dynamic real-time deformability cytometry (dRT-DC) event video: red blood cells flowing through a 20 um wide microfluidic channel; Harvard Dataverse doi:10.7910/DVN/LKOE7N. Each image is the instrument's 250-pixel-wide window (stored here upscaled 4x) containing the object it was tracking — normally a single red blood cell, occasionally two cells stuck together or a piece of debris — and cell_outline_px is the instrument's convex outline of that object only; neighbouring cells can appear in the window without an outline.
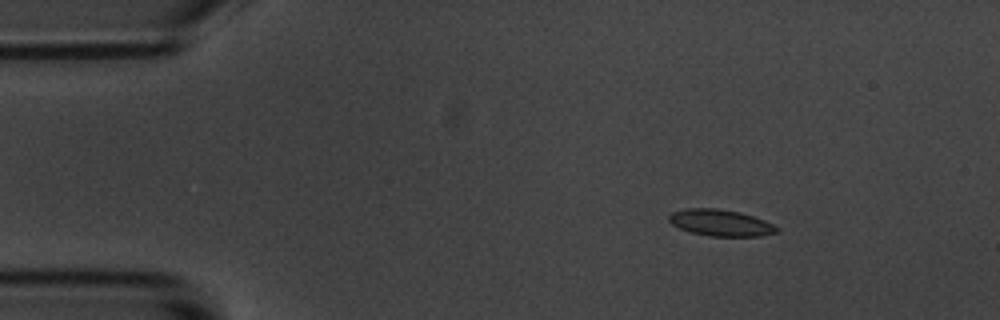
{"species": "common noctule bat (a hibernating species)", "species_latin": "Nyctalus noctula", "temperature_condition": "room temperature", "stored_images_in_passage": 3, "camera_frame_rate_fps": 3000, "um_per_image_px": 0.085, "animal": {"sex": "male", "body_mass_g": 20.1, "forearm_length_mm": 53.5}, "frame": {"image": 1, "passage_image": 1, "time_ms": 0.0, "image_size_px": [1000, 320], "cell_outline_px": [[780, 232], [760, 236], [708, 236], [692, 232], [680, 228], [672, 224], [668, 220], [668, 216], [672, 212], [688, 208], [716, 208], [740, 212], [764, 220], [780, 228]], "centroid_in_image_um": [61.27, 18.94], "position_along_channel_um": 23.7, "area_um2": 16.65}}
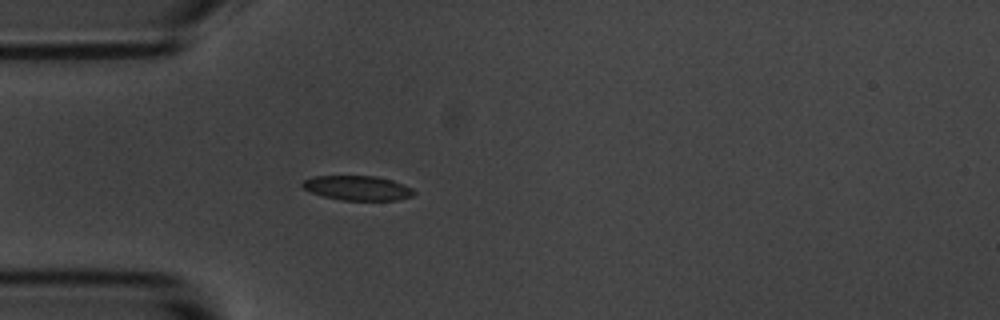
{"frame": {"image": 2, "passage_image": 3, "time_ms": 2.667, "image_size_px": [1000, 320], "cell_outline_px": [[416, 192], [412, 196], [396, 200], [344, 200], [320, 196], [304, 188], [300, 184], [304, 180], [312, 176], [376, 176], [392, 180], [412, 188]], "centroid_in_image_um": [30.37, 15.98], "position_along_channel_um": 54.6, "area_um2": 15.95}}